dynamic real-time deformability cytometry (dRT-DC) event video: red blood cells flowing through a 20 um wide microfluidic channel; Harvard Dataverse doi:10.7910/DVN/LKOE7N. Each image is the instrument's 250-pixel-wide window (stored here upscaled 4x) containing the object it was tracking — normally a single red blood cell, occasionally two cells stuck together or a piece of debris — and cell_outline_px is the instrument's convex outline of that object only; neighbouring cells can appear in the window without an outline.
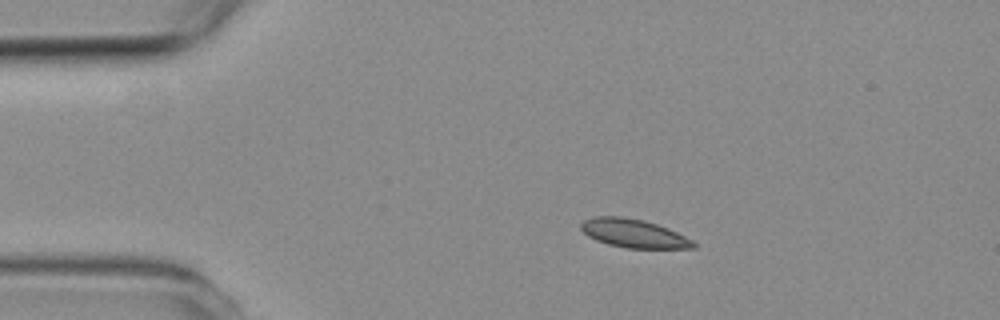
{"species": "common noctule bat (a hibernating species)", "species_latin": "Nyctalus noctula", "temperature_condition": "room temperature", "stored_images_in_passage": 5, "camera_frame_rate_fps": 3000, "um_per_image_px": 0.085, "animal": {"sex": "female", "body_mass_g": 19.3, "forearm_length_mm": 54.1}, "frame": {"image": 1, "passage_image": 2, "time_ms": 1.333, "image_size_px": [1000, 320], "cell_outline_px": [[696, 248], [624, 248], [608, 244], [596, 240], [588, 236], [580, 228], [580, 224], [584, 220], [592, 216], [624, 216], [644, 220], [668, 228], [692, 240], [696, 244]], "centroid_in_image_um": [53.83, 19.83], "position_along_channel_um": 31.2, "area_um2": 18.73}}
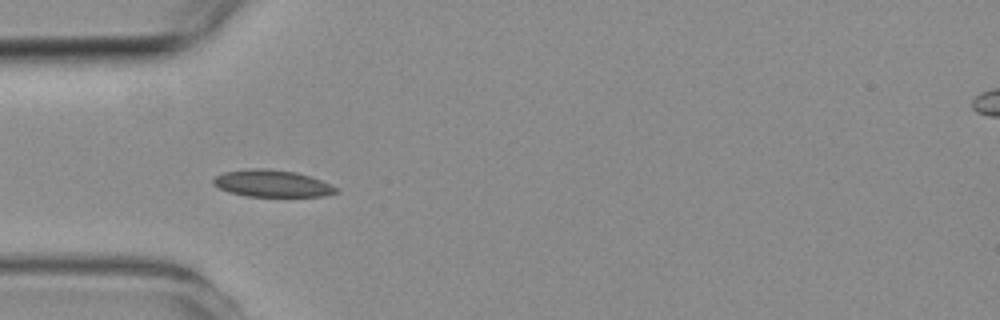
{"frame": {"image": 2, "passage_image": 4, "time_ms": 3.333, "image_size_px": [1000, 320], "cell_outline_px": [[340, 192], [324, 196], [244, 196], [228, 192], [212, 184], [212, 180], [216, 176], [224, 172], [248, 168], [268, 168], [296, 172], [320, 180], [340, 188]], "centroid_in_image_um": [23.13, 15.59], "position_along_channel_um": 61.9, "area_um2": 19.42}}
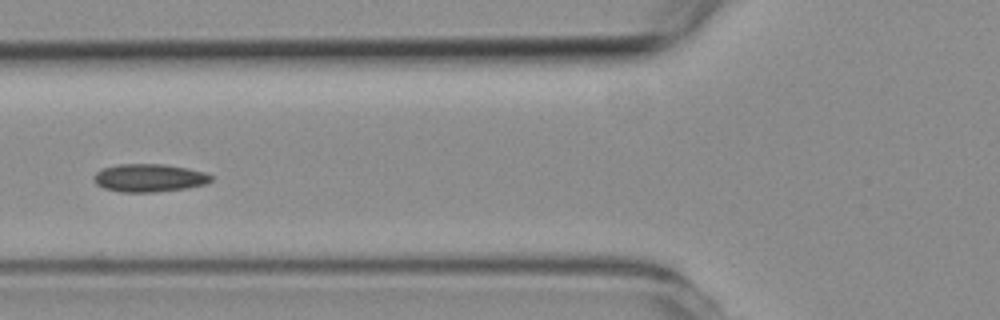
{"frame": {"image": 3, "passage_image": 5, "time_ms": 4.667, "image_size_px": [1000, 320], "cell_outline_px": [[212, 180], [208, 184], [188, 188], [156, 192], [120, 192], [104, 188], [96, 184], [92, 180], [92, 176], [96, 172], [104, 168], [120, 164], [164, 164], [188, 168], [204, 172], [212, 176]], "centroid_in_image_um": [12.69, 15.13], "position_along_channel_um": 113.1, "area_um2": 19.31}}